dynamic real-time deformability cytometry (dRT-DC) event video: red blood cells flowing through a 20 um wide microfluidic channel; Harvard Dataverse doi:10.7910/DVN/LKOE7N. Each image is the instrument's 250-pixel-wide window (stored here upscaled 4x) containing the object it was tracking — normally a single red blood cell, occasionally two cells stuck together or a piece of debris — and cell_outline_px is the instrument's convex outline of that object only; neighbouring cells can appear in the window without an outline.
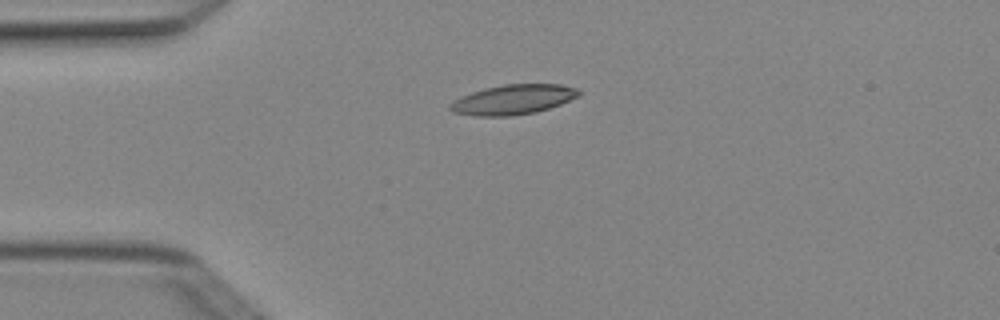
{"species": "Egyptian fruit bat (a non-hibernating species)", "species_latin": "Rousettus aegyptiacus", "temperature_condition": "cold", "stored_images_in_passage": 2, "camera_frame_rate_fps": 3000, "um_per_image_px": 0.085, "animal": {"sex": "female"}, "frame": {"image": 1, "passage_image": 1, "time_ms": 0.0, "image_size_px": [1000, 320], "cell_outline_px": [[580, 96], [560, 104], [536, 112], [512, 116], [476, 116], [452, 112], [448, 108], [448, 104], [460, 96], [484, 88], [504, 84], [560, 84], [576, 88], [580, 92]], "centroid_in_image_um": [43.58, 8.46], "position_along_channel_um": 41.4, "area_um2": 22.48}}
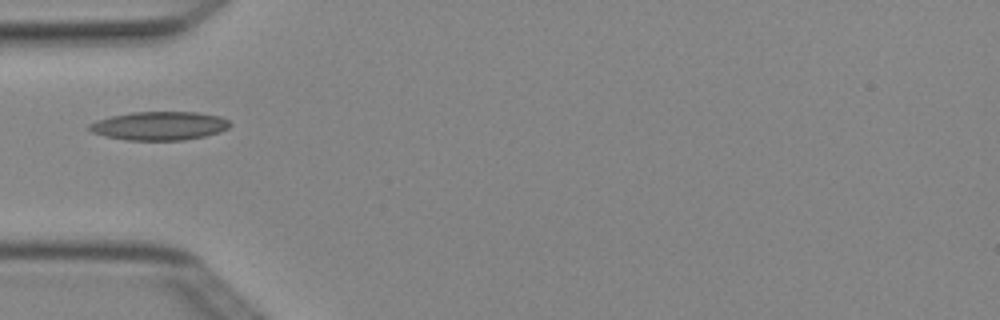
{"frame": {"image": 2, "passage_image": 2, "time_ms": 0.333, "image_size_px": [1000, 320], "cell_outline_px": [[232, 124], [228, 128], [220, 132], [204, 136], [184, 140], [124, 140], [104, 136], [92, 132], [88, 128], [88, 124], [96, 120], [112, 116], [132, 112], [196, 112], [220, 116], [228, 120]], "centroid_in_image_um": [13.54, 10.7], "position_along_channel_um": 71.5, "area_um2": 23.52}}